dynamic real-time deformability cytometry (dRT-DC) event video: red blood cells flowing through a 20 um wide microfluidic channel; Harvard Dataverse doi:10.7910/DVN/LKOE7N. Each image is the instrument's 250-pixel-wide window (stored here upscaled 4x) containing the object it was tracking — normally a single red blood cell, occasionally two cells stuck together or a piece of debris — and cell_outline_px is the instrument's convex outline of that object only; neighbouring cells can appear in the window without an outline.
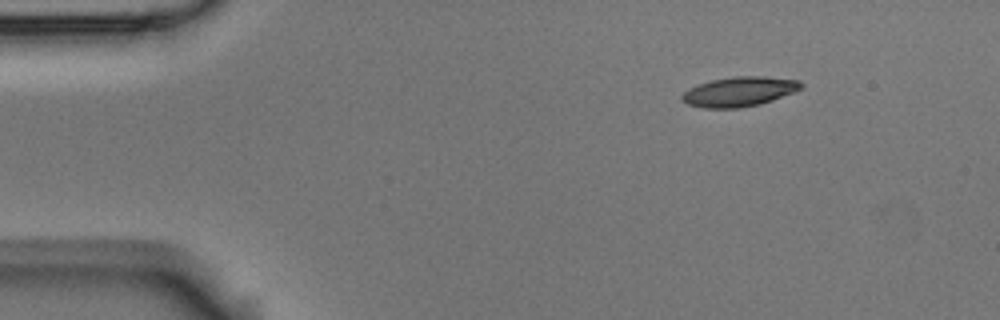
{"species": "Egyptian fruit bat (a non-hibernating species)", "species_latin": "Rousettus aegyptiacus", "temperature_condition": "room temperature", "stored_images_in_passage": 8, "camera_frame_rate_fps": 3000, "um_per_image_px": 0.085, "animal": {"sex": "male"}, "frame": {"image": 1, "passage_image": 1, "time_ms": 0.0, "image_size_px": [1000, 320], "cell_outline_px": [[804, 88], [772, 100], [760, 104], [740, 108], [704, 108], [688, 104], [680, 100], [680, 96], [688, 88], [712, 80], [732, 76], [764, 76], [800, 80], [804, 84]], "centroid_in_image_um": [62.85, 7.78], "position_along_channel_um": 22.1, "area_um2": 20.75}}
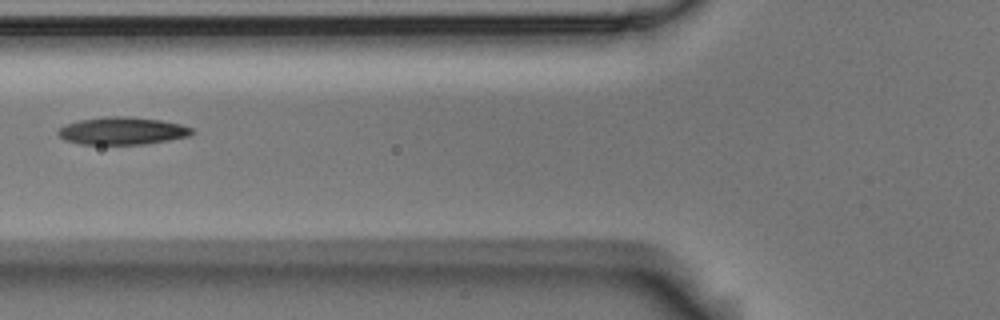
{"frame": {"image": 2, "passage_image": 5, "time_ms": 1.333, "image_size_px": [1000, 320], "cell_outline_px": [[196, 132], [188, 136], [168, 140], [144, 144], [80, 144], [64, 140], [56, 132], [64, 124], [80, 120], [108, 116], [128, 116], [160, 120], [180, 124], [192, 128]], "centroid_in_image_um": [10.38, 11.12], "position_along_channel_um": 115.4, "area_um2": 21.44}}
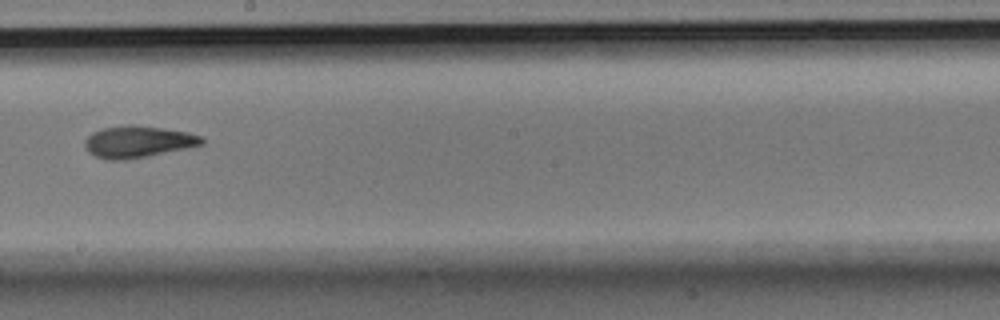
{"frame": {"image": 3, "passage_image": 8, "time_ms": 2.333, "image_size_px": [1000, 320], "cell_outline_px": [[204, 144], [188, 148], [148, 156], [124, 160], [108, 160], [96, 156], [88, 152], [84, 144], [84, 140], [92, 132], [100, 128], [120, 124], [132, 124], [164, 128], [188, 132], [204, 136]], "centroid_in_image_um": [11.73, 12.03], "position_along_channel_um": 236.5, "area_um2": 22.08}}